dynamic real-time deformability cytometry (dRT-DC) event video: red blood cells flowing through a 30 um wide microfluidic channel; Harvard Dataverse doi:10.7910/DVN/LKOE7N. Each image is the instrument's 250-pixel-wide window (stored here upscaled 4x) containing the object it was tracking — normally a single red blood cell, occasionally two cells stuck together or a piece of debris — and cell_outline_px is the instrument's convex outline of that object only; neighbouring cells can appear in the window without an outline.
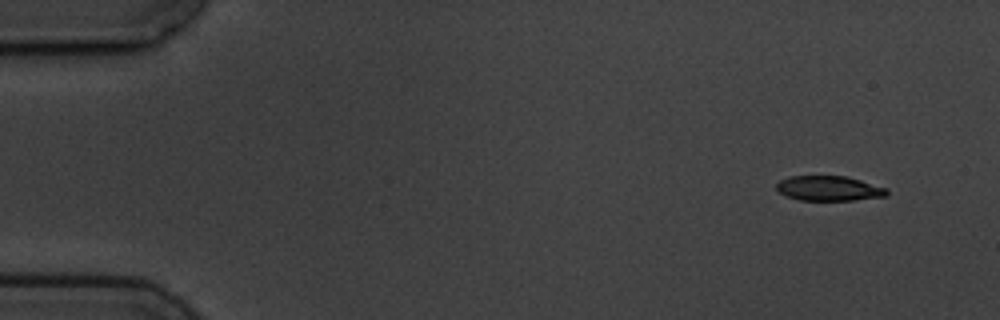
{"species": "common noctule bat (a hibernating species)", "species_latin": "Nyctalus noctula", "temperature_condition": "cold", "stored_images_in_passage": 10, "camera_frame_rate_fps": 3000, "um_per_image_px": 0.085, "animal": {"sex": "male", "body_mass_g": 19.5, "forearm_length_mm": 54.6}, "frame": {"image": 1, "passage_image": 1, "time_ms": 0.0, "image_size_px": [1000, 320], "cell_outline_px": [[888, 196], [852, 200], [800, 200], [788, 196], [780, 192], [776, 188], [776, 184], [780, 180], [788, 176], [848, 176], [888, 188]], "centroid_in_image_um": [70.5, 16.0], "position_along_channel_um": 14.5, "area_um2": 16.07}}
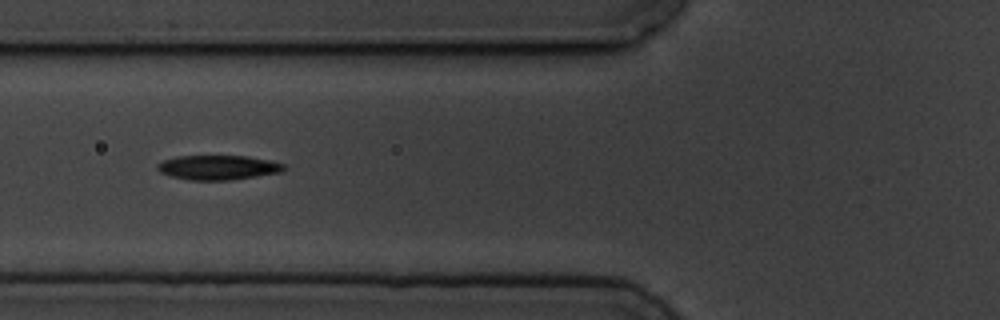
{"frame": {"image": 2, "passage_image": 6, "time_ms": 5.667, "image_size_px": [1000, 320], "cell_outline_px": [[288, 168], [280, 172], [256, 176], [228, 180], [188, 180], [172, 176], [160, 172], [156, 168], [156, 164], [164, 160], [176, 156], [248, 156], [272, 160], [284, 164]], "centroid_in_image_um": [18.55, 14.23], "position_along_channel_um": 107.3, "area_um2": 18.15}}
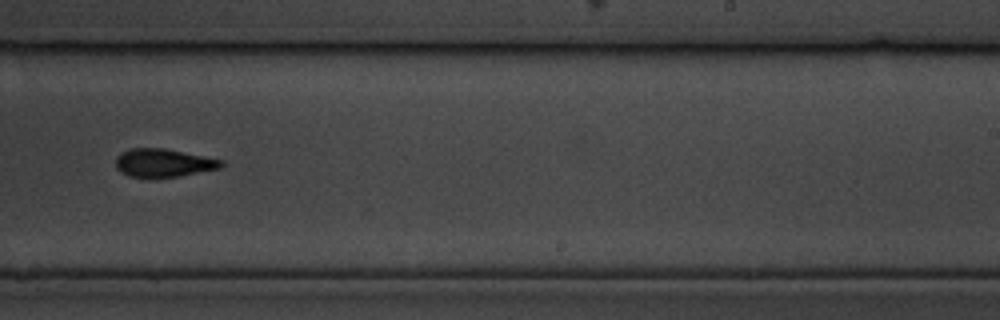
{"frame": {"image": 3, "passage_image": 10, "time_ms": 10.333, "image_size_px": [1000, 320], "cell_outline_px": [[224, 164], [220, 168], [180, 176], [152, 180], [148, 180], [128, 176], [120, 172], [116, 168], [116, 156], [120, 152], [132, 148], [164, 148], [224, 160]], "centroid_in_image_um": [13.84, 13.88], "position_along_channel_um": 275.2, "area_um2": 17.98}}